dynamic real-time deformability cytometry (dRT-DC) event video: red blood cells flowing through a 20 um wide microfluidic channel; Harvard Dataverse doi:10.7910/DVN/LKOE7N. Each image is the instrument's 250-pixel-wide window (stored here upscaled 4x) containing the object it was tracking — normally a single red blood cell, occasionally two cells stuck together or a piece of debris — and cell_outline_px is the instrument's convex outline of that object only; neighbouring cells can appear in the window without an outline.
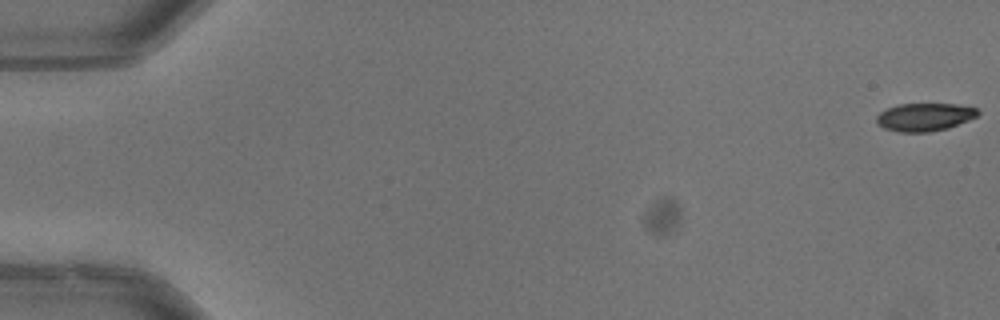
{"species": "common noctule bat (a hibernating species)", "species_latin": "Nyctalus noctula", "temperature_condition": "warm", "stored_images_in_passage": 53, "camera_frame_rate_fps": 3000, "um_per_image_px": 0.085, "animal": {"sex": "male", "body_mass_g": 13.3}, "frame": {"image": 1, "passage_image": 1, "time_ms": 0.0, "image_size_px": [1000, 320], "cell_outline_px": [[980, 112], [976, 116], [968, 120], [948, 128], [928, 132], [900, 132], [884, 128], [876, 124], [876, 116], [880, 112], [888, 108], [900, 104], [956, 104], [976, 108]], "centroid_in_image_um": [78.56, 9.95], "position_along_channel_um": 6.4, "area_um2": 16.42}}
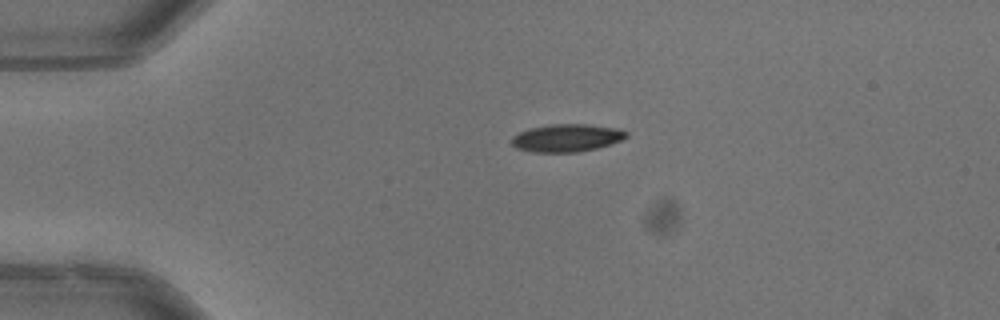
{"frame": {"image": 2, "passage_image": 13, "time_ms": 4.0, "image_size_px": [1000, 320], "cell_outline_px": [[628, 136], [620, 140], [596, 148], [576, 152], [532, 152], [516, 148], [512, 144], [512, 136], [520, 132], [532, 128], [552, 124], [588, 124], [616, 128], [628, 132]], "centroid_in_image_um": [48.16, 11.72], "position_along_channel_um": 36.8, "area_um2": 18.26}, "authors_computed_cell_mechanics": {"area_um2": 19.074, "velocity_mm_per_s": 3.9929, "shape_relaxation_time_tau1_ms": 3.4745, "shape_relaxation_time_tau2_ms": 3.6153, "deformation_change_tau1": 0.1507, "deformation_change_tau2": 0.0801}}